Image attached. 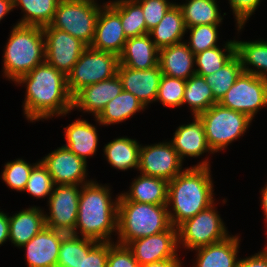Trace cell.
Wrapping results in <instances>:
<instances>
[{"instance_id": "obj_21", "label": "cell", "mask_w": 267, "mask_h": 267, "mask_svg": "<svg viewBox=\"0 0 267 267\" xmlns=\"http://www.w3.org/2000/svg\"><path fill=\"white\" fill-rule=\"evenodd\" d=\"M193 118L192 123L179 126L174 133L173 140L170 141L182 161L185 156L194 158L205 152L214 153L207 143L201 119L198 116Z\"/></svg>"}, {"instance_id": "obj_42", "label": "cell", "mask_w": 267, "mask_h": 267, "mask_svg": "<svg viewBox=\"0 0 267 267\" xmlns=\"http://www.w3.org/2000/svg\"><path fill=\"white\" fill-rule=\"evenodd\" d=\"M110 242L83 237V259L79 267H107Z\"/></svg>"}, {"instance_id": "obj_5", "label": "cell", "mask_w": 267, "mask_h": 267, "mask_svg": "<svg viewBox=\"0 0 267 267\" xmlns=\"http://www.w3.org/2000/svg\"><path fill=\"white\" fill-rule=\"evenodd\" d=\"M171 226L167 204L118 201L117 243L159 234Z\"/></svg>"}, {"instance_id": "obj_50", "label": "cell", "mask_w": 267, "mask_h": 267, "mask_svg": "<svg viewBox=\"0 0 267 267\" xmlns=\"http://www.w3.org/2000/svg\"><path fill=\"white\" fill-rule=\"evenodd\" d=\"M265 188H262L261 189V205H262V208H263V212H264V215H265V219H266V222H267V182H266V185L264 186ZM267 227V225H266Z\"/></svg>"}, {"instance_id": "obj_28", "label": "cell", "mask_w": 267, "mask_h": 267, "mask_svg": "<svg viewBox=\"0 0 267 267\" xmlns=\"http://www.w3.org/2000/svg\"><path fill=\"white\" fill-rule=\"evenodd\" d=\"M141 144L137 140L120 137L104 146L108 163L118 170L138 169Z\"/></svg>"}, {"instance_id": "obj_23", "label": "cell", "mask_w": 267, "mask_h": 267, "mask_svg": "<svg viewBox=\"0 0 267 267\" xmlns=\"http://www.w3.org/2000/svg\"><path fill=\"white\" fill-rule=\"evenodd\" d=\"M239 237L228 236L223 241L195 249L196 265L193 267H237Z\"/></svg>"}, {"instance_id": "obj_48", "label": "cell", "mask_w": 267, "mask_h": 267, "mask_svg": "<svg viewBox=\"0 0 267 267\" xmlns=\"http://www.w3.org/2000/svg\"><path fill=\"white\" fill-rule=\"evenodd\" d=\"M180 259H167L164 261H158L151 264H145L140 267H182Z\"/></svg>"}, {"instance_id": "obj_39", "label": "cell", "mask_w": 267, "mask_h": 267, "mask_svg": "<svg viewBox=\"0 0 267 267\" xmlns=\"http://www.w3.org/2000/svg\"><path fill=\"white\" fill-rule=\"evenodd\" d=\"M36 164L32 165L23 159H16L5 164L1 177L11 189L24 192L32 168Z\"/></svg>"}, {"instance_id": "obj_34", "label": "cell", "mask_w": 267, "mask_h": 267, "mask_svg": "<svg viewBox=\"0 0 267 267\" xmlns=\"http://www.w3.org/2000/svg\"><path fill=\"white\" fill-rule=\"evenodd\" d=\"M184 103L189 105L193 116H198L218 102L205 78L195 74L186 80Z\"/></svg>"}, {"instance_id": "obj_30", "label": "cell", "mask_w": 267, "mask_h": 267, "mask_svg": "<svg viewBox=\"0 0 267 267\" xmlns=\"http://www.w3.org/2000/svg\"><path fill=\"white\" fill-rule=\"evenodd\" d=\"M236 55L240 58L243 72L254 74L267 80V41H237ZM254 66L252 69L249 66Z\"/></svg>"}, {"instance_id": "obj_45", "label": "cell", "mask_w": 267, "mask_h": 267, "mask_svg": "<svg viewBox=\"0 0 267 267\" xmlns=\"http://www.w3.org/2000/svg\"><path fill=\"white\" fill-rule=\"evenodd\" d=\"M261 0H229V4L234 13L237 30L244 28L243 26L249 20L250 16L257 9Z\"/></svg>"}, {"instance_id": "obj_9", "label": "cell", "mask_w": 267, "mask_h": 267, "mask_svg": "<svg viewBox=\"0 0 267 267\" xmlns=\"http://www.w3.org/2000/svg\"><path fill=\"white\" fill-rule=\"evenodd\" d=\"M217 212L214 204H212L194 217L181 223L177 227L179 248L183 244L185 248L191 249L192 251L223 241L230 236L223 220Z\"/></svg>"}, {"instance_id": "obj_18", "label": "cell", "mask_w": 267, "mask_h": 267, "mask_svg": "<svg viewBox=\"0 0 267 267\" xmlns=\"http://www.w3.org/2000/svg\"><path fill=\"white\" fill-rule=\"evenodd\" d=\"M117 74L123 90L136 96L145 107L156 101L163 75L159 65L150 69L134 70L119 64Z\"/></svg>"}, {"instance_id": "obj_41", "label": "cell", "mask_w": 267, "mask_h": 267, "mask_svg": "<svg viewBox=\"0 0 267 267\" xmlns=\"http://www.w3.org/2000/svg\"><path fill=\"white\" fill-rule=\"evenodd\" d=\"M83 259V237L67 234L60 244L56 267H79Z\"/></svg>"}, {"instance_id": "obj_4", "label": "cell", "mask_w": 267, "mask_h": 267, "mask_svg": "<svg viewBox=\"0 0 267 267\" xmlns=\"http://www.w3.org/2000/svg\"><path fill=\"white\" fill-rule=\"evenodd\" d=\"M4 48V77L16 82L45 62L43 27L16 24Z\"/></svg>"}, {"instance_id": "obj_46", "label": "cell", "mask_w": 267, "mask_h": 267, "mask_svg": "<svg viewBox=\"0 0 267 267\" xmlns=\"http://www.w3.org/2000/svg\"><path fill=\"white\" fill-rule=\"evenodd\" d=\"M237 267H267V246L250 257L239 259Z\"/></svg>"}, {"instance_id": "obj_13", "label": "cell", "mask_w": 267, "mask_h": 267, "mask_svg": "<svg viewBox=\"0 0 267 267\" xmlns=\"http://www.w3.org/2000/svg\"><path fill=\"white\" fill-rule=\"evenodd\" d=\"M182 162L171 142H160L140 147L138 170L169 182L183 171Z\"/></svg>"}, {"instance_id": "obj_12", "label": "cell", "mask_w": 267, "mask_h": 267, "mask_svg": "<svg viewBox=\"0 0 267 267\" xmlns=\"http://www.w3.org/2000/svg\"><path fill=\"white\" fill-rule=\"evenodd\" d=\"M43 33L45 61L67 75L87 46L79 39L51 25L43 27Z\"/></svg>"}, {"instance_id": "obj_49", "label": "cell", "mask_w": 267, "mask_h": 267, "mask_svg": "<svg viewBox=\"0 0 267 267\" xmlns=\"http://www.w3.org/2000/svg\"><path fill=\"white\" fill-rule=\"evenodd\" d=\"M13 9V0H0V21Z\"/></svg>"}, {"instance_id": "obj_17", "label": "cell", "mask_w": 267, "mask_h": 267, "mask_svg": "<svg viewBox=\"0 0 267 267\" xmlns=\"http://www.w3.org/2000/svg\"><path fill=\"white\" fill-rule=\"evenodd\" d=\"M91 48L120 55L127 38L120 16L107 4H102Z\"/></svg>"}, {"instance_id": "obj_27", "label": "cell", "mask_w": 267, "mask_h": 267, "mask_svg": "<svg viewBox=\"0 0 267 267\" xmlns=\"http://www.w3.org/2000/svg\"><path fill=\"white\" fill-rule=\"evenodd\" d=\"M186 31L188 32L182 11L175 3L164 15L161 22L148 34L153 37L152 41L160 50L181 43Z\"/></svg>"}, {"instance_id": "obj_2", "label": "cell", "mask_w": 267, "mask_h": 267, "mask_svg": "<svg viewBox=\"0 0 267 267\" xmlns=\"http://www.w3.org/2000/svg\"><path fill=\"white\" fill-rule=\"evenodd\" d=\"M210 172L209 161L205 159L198 165L183 169L169 181L167 207L172 226L177 228L200 211L216 204Z\"/></svg>"}, {"instance_id": "obj_15", "label": "cell", "mask_w": 267, "mask_h": 267, "mask_svg": "<svg viewBox=\"0 0 267 267\" xmlns=\"http://www.w3.org/2000/svg\"><path fill=\"white\" fill-rule=\"evenodd\" d=\"M40 161L50 173L55 185L82 186L92 181L86 180L87 162L65 146L59 147Z\"/></svg>"}, {"instance_id": "obj_32", "label": "cell", "mask_w": 267, "mask_h": 267, "mask_svg": "<svg viewBox=\"0 0 267 267\" xmlns=\"http://www.w3.org/2000/svg\"><path fill=\"white\" fill-rule=\"evenodd\" d=\"M60 0H13L14 8L21 6L23 17L16 24L45 27L53 21Z\"/></svg>"}, {"instance_id": "obj_33", "label": "cell", "mask_w": 267, "mask_h": 267, "mask_svg": "<svg viewBox=\"0 0 267 267\" xmlns=\"http://www.w3.org/2000/svg\"><path fill=\"white\" fill-rule=\"evenodd\" d=\"M107 4L120 16L126 38L146 34V23L141 5L136 0H114Z\"/></svg>"}, {"instance_id": "obj_40", "label": "cell", "mask_w": 267, "mask_h": 267, "mask_svg": "<svg viewBox=\"0 0 267 267\" xmlns=\"http://www.w3.org/2000/svg\"><path fill=\"white\" fill-rule=\"evenodd\" d=\"M54 186L55 184L50 173L42 162L38 161L32 168L24 191L30 193L34 197L44 198L46 196L50 197Z\"/></svg>"}, {"instance_id": "obj_14", "label": "cell", "mask_w": 267, "mask_h": 267, "mask_svg": "<svg viewBox=\"0 0 267 267\" xmlns=\"http://www.w3.org/2000/svg\"><path fill=\"white\" fill-rule=\"evenodd\" d=\"M140 266L167 259H178L177 228L170 226L159 234L141 237L127 244Z\"/></svg>"}, {"instance_id": "obj_11", "label": "cell", "mask_w": 267, "mask_h": 267, "mask_svg": "<svg viewBox=\"0 0 267 267\" xmlns=\"http://www.w3.org/2000/svg\"><path fill=\"white\" fill-rule=\"evenodd\" d=\"M80 185H55L49 197V214H45L46 226L66 234L75 230L78 215V204L81 192Z\"/></svg>"}, {"instance_id": "obj_20", "label": "cell", "mask_w": 267, "mask_h": 267, "mask_svg": "<svg viewBox=\"0 0 267 267\" xmlns=\"http://www.w3.org/2000/svg\"><path fill=\"white\" fill-rule=\"evenodd\" d=\"M158 60L159 49L149 34L128 38L119 55V64L134 70L156 67Z\"/></svg>"}, {"instance_id": "obj_44", "label": "cell", "mask_w": 267, "mask_h": 267, "mask_svg": "<svg viewBox=\"0 0 267 267\" xmlns=\"http://www.w3.org/2000/svg\"><path fill=\"white\" fill-rule=\"evenodd\" d=\"M107 267H140L127 245L110 242Z\"/></svg>"}, {"instance_id": "obj_8", "label": "cell", "mask_w": 267, "mask_h": 267, "mask_svg": "<svg viewBox=\"0 0 267 267\" xmlns=\"http://www.w3.org/2000/svg\"><path fill=\"white\" fill-rule=\"evenodd\" d=\"M118 66V55L87 46L66 75L69 93L73 96L85 86L112 78L117 74Z\"/></svg>"}, {"instance_id": "obj_16", "label": "cell", "mask_w": 267, "mask_h": 267, "mask_svg": "<svg viewBox=\"0 0 267 267\" xmlns=\"http://www.w3.org/2000/svg\"><path fill=\"white\" fill-rule=\"evenodd\" d=\"M123 90L118 74L112 78L81 88L72 96V109L92 113L97 118L107 103Z\"/></svg>"}, {"instance_id": "obj_24", "label": "cell", "mask_w": 267, "mask_h": 267, "mask_svg": "<svg viewBox=\"0 0 267 267\" xmlns=\"http://www.w3.org/2000/svg\"><path fill=\"white\" fill-rule=\"evenodd\" d=\"M140 174L137 179L132 181L130 190L118 196V201L167 204L169 182L161 178Z\"/></svg>"}, {"instance_id": "obj_47", "label": "cell", "mask_w": 267, "mask_h": 267, "mask_svg": "<svg viewBox=\"0 0 267 267\" xmlns=\"http://www.w3.org/2000/svg\"><path fill=\"white\" fill-rule=\"evenodd\" d=\"M9 239V216L0 211V245Z\"/></svg>"}, {"instance_id": "obj_25", "label": "cell", "mask_w": 267, "mask_h": 267, "mask_svg": "<svg viewBox=\"0 0 267 267\" xmlns=\"http://www.w3.org/2000/svg\"><path fill=\"white\" fill-rule=\"evenodd\" d=\"M42 211L34 206L9 217V240L12 244L20 248L46 227L45 214Z\"/></svg>"}, {"instance_id": "obj_3", "label": "cell", "mask_w": 267, "mask_h": 267, "mask_svg": "<svg viewBox=\"0 0 267 267\" xmlns=\"http://www.w3.org/2000/svg\"><path fill=\"white\" fill-rule=\"evenodd\" d=\"M109 186L99 185L93 180L81 186L75 230L84 238L98 242H112V232L117 233L118 198L112 200Z\"/></svg>"}, {"instance_id": "obj_26", "label": "cell", "mask_w": 267, "mask_h": 267, "mask_svg": "<svg viewBox=\"0 0 267 267\" xmlns=\"http://www.w3.org/2000/svg\"><path fill=\"white\" fill-rule=\"evenodd\" d=\"M65 146L87 162V158L97 151L98 134L96 126L86 120L77 119L65 127Z\"/></svg>"}, {"instance_id": "obj_19", "label": "cell", "mask_w": 267, "mask_h": 267, "mask_svg": "<svg viewBox=\"0 0 267 267\" xmlns=\"http://www.w3.org/2000/svg\"><path fill=\"white\" fill-rule=\"evenodd\" d=\"M67 234L44 227L29 242L21 246L26 250L28 267H56L62 239Z\"/></svg>"}, {"instance_id": "obj_7", "label": "cell", "mask_w": 267, "mask_h": 267, "mask_svg": "<svg viewBox=\"0 0 267 267\" xmlns=\"http://www.w3.org/2000/svg\"><path fill=\"white\" fill-rule=\"evenodd\" d=\"M198 117L203 123L207 143L213 152L227 148L245 134L252 122L246 114L225 108L219 103L212 105Z\"/></svg>"}, {"instance_id": "obj_36", "label": "cell", "mask_w": 267, "mask_h": 267, "mask_svg": "<svg viewBox=\"0 0 267 267\" xmlns=\"http://www.w3.org/2000/svg\"><path fill=\"white\" fill-rule=\"evenodd\" d=\"M243 72L240 58L235 55L221 69L205 76L207 84L211 87L215 100L219 103L230 87Z\"/></svg>"}, {"instance_id": "obj_37", "label": "cell", "mask_w": 267, "mask_h": 267, "mask_svg": "<svg viewBox=\"0 0 267 267\" xmlns=\"http://www.w3.org/2000/svg\"><path fill=\"white\" fill-rule=\"evenodd\" d=\"M186 80L162 75L156 101L166 107H179L183 105Z\"/></svg>"}, {"instance_id": "obj_10", "label": "cell", "mask_w": 267, "mask_h": 267, "mask_svg": "<svg viewBox=\"0 0 267 267\" xmlns=\"http://www.w3.org/2000/svg\"><path fill=\"white\" fill-rule=\"evenodd\" d=\"M219 104L244 113L253 120L258 110L267 106V80L242 72Z\"/></svg>"}, {"instance_id": "obj_43", "label": "cell", "mask_w": 267, "mask_h": 267, "mask_svg": "<svg viewBox=\"0 0 267 267\" xmlns=\"http://www.w3.org/2000/svg\"><path fill=\"white\" fill-rule=\"evenodd\" d=\"M142 8L146 23V34L155 28L167 11L175 4L168 0H136Z\"/></svg>"}, {"instance_id": "obj_29", "label": "cell", "mask_w": 267, "mask_h": 267, "mask_svg": "<svg viewBox=\"0 0 267 267\" xmlns=\"http://www.w3.org/2000/svg\"><path fill=\"white\" fill-rule=\"evenodd\" d=\"M146 107L136 96L122 90L113 100L107 103L100 115L95 118L99 125H111L123 122L133 116L136 112Z\"/></svg>"}, {"instance_id": "obj_38", "label": "cell", "mask_w": 267, "mask_h": 267, "mask_svg": "<svg viewBox=\"0 0 267 267\" xmlns=\"http://www.w3.org/2000/svg\"><path fill=\"white\" fill-rule=\"evenodd\" d=\"M218 26L220 25H195L188 27L187 29L190 30V41L185 43L194 54L217 47Z\"/></svg>"}, {"instance_id": "obj_35", "label": "cell", "mask_w": 267, "mask_h": 267, "mask_svg": "<svg viewBox=\"0 0 267 267\" xmlns=\"http://www.w3.org/2000/svg\"><path fill=\"white\" fill-rule=\"evenodd\" d=\"M224 49V50H223ZM227 52V53H226ZM236 55L235 40L227 41L224 48L219 46L195 54L196 75L205 77L221 69Z\"/></svg>"}, {"instance_id": "obj_6", "label": "cell", "mask_w": 267, "mask_h": 267, "mask_svg": "<svg viewBox=\"0 0 267 267\" xmlns=\"http://www.w3.org/2000/svg\"><path fill=\"white\" fill-rule=\"evenodd\" d=\"M101 8L96 0H60L50 25L90 46Z\"/></svg>"}, {"instance_id": "obj_1", "label": "cell", "mask_w": 267, "mask_h": 267, "mask_svg": "<svg viewBox=\"0 0 267 267\" xmlns=\"http://www.w3.org/2000/svg\"><path fill=\"white\" fill-rule=\"evenodd\" d=\"M15 83L26 84L23 110L31 122L65 115L73 110L66 75L46 61Z\"/></svg>"}, {"instance_id": "obj_22", "label": "cell", "mask_w": 267, "mask_h": 267, "mask_svg": "<svg viewBox=\"0 0 267 267\" xmlns=\"http://www.w3.org/2000/svg\"><path fill=\"white\" fill-rule=\"evenodd\" d=\"M195 54L183 41L159 50L158 65L163 75L187 80L196 74Z\"/></svg>"}, {"instance_id": "obj_31", "label": "cell", "mask_w": 267, "mask_h": 267, "mask_svg": "<svg viewBox=\"0 0 267 267\" xmlns=\"http://www.w3.org/2000/svg\"><path fill=\"white\" fill-rule=\"evenodd\" d=\"M186 1L177 4L182 11L186 28L195 25H219L222 22L223 17L215 0Z\"/></svg>"}]
</instances>
